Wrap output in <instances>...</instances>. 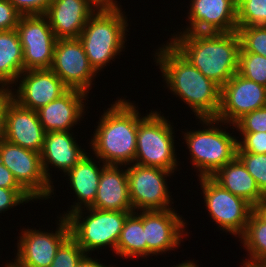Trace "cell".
Segmentation results:
<instances>
[{
  "mask_svg": "<svg viewBox=\"0 0 266 267\" xmlns=\"http://www.w3.org/2000/svg\"><path fill=\"white\" fill-rule=\"evenodd\" d=\"M98 260H93L91 257H89L87 254L81 259V261L78 263L77 267H107L105 265H102L100 262H97Z\"/></svg>",
  "mask_w": 266,
  "mask_h": 267,
  "instance_id": "40",
  "label": "cell"
},
{
  "mask_svg": "<svg viewBox=\"0 0 266 267\" xmlns=\"http://www.w3.org/2000/svg\"><path fill=\"white\" fill-rule=\"evenodd\" d=\"M240 52H250L266 57V25L237 27Z\"/></svg>",
  "mask_w": 266,
  "mask_h": 267,
  "instance_id": "30",
  "label": "cell"
},
{
  "mask_svg": "<svg viewBox=\"0 0 266 267\" xmlns=\"http://www.w3.org/2000/svg\"><path fill=\"white\" fill-rule=\"evenodd\" d=\"M253 212L266 223V201L254 206Z\"/></svg>",
  "mask_w": 266,
  "mask_h": 267,
  "instance_id": "41",
  "label": "cell"
},
{
  "mask_svg": "<svg viewBox=\"0 0 266 267\" xmlns=\"http://www.w3.org/2000/svg\"><path fill=\"white\" fill-rule=\"evenodd\" d=\"M22 16L44 15L52 0H8Z\"/></svg>",
  "mask_w": 266,
  "mask_h": 267,
  "instance_id": "35",
  "label": "cell"
},
{
  "mask_svg": "<svg viewBox=\"0 0 266 267\" xmlns=\"http://www.w3.org/2000/svg\"><path fill=\"white\" fill-rule=\"evenodd\" d=\"M0 187L6 189H24L15 179L11 171L0 161Z\"/></svg>",
  "mask_w": 266,
  "mask_h": 267,
  "instance_id": "38",
  "label": "cell"
},
{
  "mask_svg": "<svg viewBox=\"0 0 266 267\" xmlns=\"http://www.w3.org/2000/svg\"><path fill=\"white\" fill-rule=\"evenodd\" d=\"M175 267H198V266L195 265L193 262L188 261L186 263L185 262L181 263V264H179V265H177Z\"/></svg>",
  "mask_w": 266,
  "mask_h": 267,
  "instance_id": "43",
  "label": "cell"
},
{
  "mask_svg": "<svg viewBox=\"0 0 266 267\" xmlns=\"http://www.w3.org/2000/svg\"><path fill=\"white\" fill-rule=\"evenodd\" d=\"M241 134L244 138L243 141H238V147L243 152L266 154V132H241Z\"/></svg>",
  "mask_w": 266,
  "mask_h": 267,
  "instance_id": "34",
  "label": "cell"
},
{
  "mask_svg": "<svg viewBox=\"0 0 266 267\" xmlns=\"http://www.w3.org/2000/svg\"><path fill=\"white\" fill-rule=\"evenodd\" d=\"M171 171L151 166L132 164L127 168V180L133 211L171 209L170 196L166 184Z\"/></svg>",
  "mask_w": 266,
  "mask_h": 267,
  "instance_id": "11",
  "label": "cell"
},
{
  "mask_svg": "<svg viewBox=\"0 0 266 267\" xmlns=\"http://www.w3.org/2000/svg\"><path fill=\"white\" fill-rule=\"evenodd\" d=\"M135 108L121 99L104 112L91 146L105 165L134 163L138 123L142 119Z\"/></svg>",
  "mask_w": 266,
  "mask_h": 267,
  "instance_id": "3",
  "label": "cell"
},
{
  "mask_svg": "<svg viewBox=\"0 0 266 267\" xmlns=\"http://www.w3.org/2000/svg\"><path fill=\"white\" fill-rule=\"evenodd\" d=\"M78 146L69 131L45 134L40 157L43 172L49 181L48 164L67 173L86 154Z\"/></svg>",
  "mask_w": 266,
  "mask_h": 267,
  "instance_id": "22",
  "label": "cell"
},
{
  "mask_svg": "<svg viewBox=\"0 0 266 267\" xmlns=\"http://www.w3.org/2000/svg\"><path fill=\"white\" fill-rule=\"evenodd\" d=\"M157 112L151 111L138 123L136 164L174 172L177 166L172 126Z\"/></svg>",
  "mask_w": 266,
  "mask_h": 267,
  "instance_id": "6",
  "label": "cell"
},
{
  "mask_svg": "<svg viewBox=\"0 0 266 267\" xmlns=\"http://www.w3.org/2000/svg\"><path fill=\"white\" fill-rule=\"evenodd\" d=\"M185 32L231 33L237 31V0H191Z\"/></svg>",
  "mask_w": 266,
  "mask_h": 267,
  "instance_id": "16",
  "label": "cell"
},
{
  "mask_svg": "<svg viewBox=\"0 0 266 267\" xmlns=\"http://www.w3.org/2000/svg\"><path fill=\"white\" fill-rule=\"evenodd\" d=\"M23 48V72L51 69L56 36L44 15L21 16L17 25Z\"/></svg>",
  "mask_w": 266,
  "mask_h": 267,
  "instance_id": "12",
  "label": "cell"
},
{
  "mask_svg": "<svg viewBox=\"0 0 266 267\" xmlns=\"http://www.w3.org/2000/svg\"><path fill=\"white\" fill-rule=\"evenodd\" d=\"M97 2L100 6H115L117 5L114 0H94Z\"/></svg>",
  "mask_w": 266,
  "mask_h": 267,
  "instance_id": "42",
  "label": "cell"
},
{
  "mask_svg": "<svg viewBox=\"0 0 266 267\" xmlns=\"http://www.w3.org/2000/svg\"><path fill=\"white\" fill-rule=\"evenodd\" d=\"M82 210H76L66 217L70 236L86 254L107 245H110L115 251L124 222L132 212L98 210L88 207L87 210L91 214L81 221Z\"/></svg>",
  "mask_w": 266,
  "mask_h": 267,
  "instance_id": "5",
  "label": "cell"
},
{
  "mask_svg": "<svg viewBox=\"0 0 266 267\" xmlns=\"http://www.w3.org/2000/svg\"><path fill=\"white\" fill-rule=\"evenodd\" d=\"M45 134L37 111L24 108L13 99L7 103L3 136L5 140L41 153Z\"/></svg>",
  "mask_w": 266,
  "mask_h": 267,
  "instance_id": "17",
  "label": "cell"
},
{
  "mask_svg": "<svg viewBox=\"0 0 266 267\" xmlns=\"http://www.w3.org/2000/svg\"><path fill=\"white\" fill-rule=\"evenodd\" d=\"M238 73L266 86V57L250 52H239Z\"/></svg>",
  "mask_w": 266,
  "mask_h": 267,
  "instance_id": "29",
  "label": "cell"
},
{
  "mask_svg": "<svg viewBox=\"0 0 266 267\" xmlns=\"http://www.w3.org/2000/svg\"><path fill=\"white\" fill-rule=\"evenodd\" d=\"M184 227L185 222L172 209L143 211L147 255L176 248L181 242Z\"/></svg>",
  "mask_w": 266,
  "mask_h": 267,
  "instance_id": "18",
  "label": "cell"
},
{
  "mask_svg": "<svg viewBox=\"0 0 266 267\" xmlns=\"http://www.w3.org/2000/svg\"><path fill=\"white\" fill-rule=\"evenodd\" d=\"M266 106V88L238 72L221 87L220 109L216 118H200L211 126L221 122L234 125L245 114Z\"/></svg>",
  "mask_w": 266,
  "mask_h": 267,
  "instance_id": "8",
  "label": "cell"
},
{
  "mask_svg": "<svg viewBox=\"0 0 266 267\" xmlns=\"http://www.w3.org/2000/svg\"><path fill=\"white\" fill-rule=\"evenodd\" d=\"M23 73V48L17 29L0 31L1 88L15 83Z\"/></svg>",
  "mask_w": 266,
  "mask_h": 267,
  "instance_id": "25",
  "label": "cell"
},
{
  "mask_svg": "<svg viewBox=\"0 0 266 267\" xmlns=\"http://www.w3.org/2000/svg\"><path fill=\"white\" fill-rule=\"evenodd\" d=\"M98 210L133 212L131 206L127 169L118 165H103L94 203L90 206Z\"/></svg>",
  "mask_w": 266,
  "mask_h": 267,
  "instance_id": "21",
  "label": "cell"
},
{
  "mask_svg": "<svg viewBox=\"0 0 266 267\" xmlns=\"http://www.w3.org/2000/svg\"><path fill=\"white\" fill-rule=\"evenodd\" d=\"M23 73L19 77L24 76L17 94L11 91V95L24 108L37 111L69 90L51 69H32Z\"/></svg>",
  "mask_w": 266,
  "mask_h": 267,
  "instance_id": "15",
  "label": "cell"
},
{
  "mask_svg": "<svg viewBox=\"0 0 266 267\" xmlns=\"http://www.w3.org/2000/svg\"><path fill=\"white\" fill-rule=\"evenodd\" d=\"M243 245L247 248L250 260L244 267H266V223L252 212L244 234Z\"/></svg>",
  "mask_w": 266,
  "mask_h": 267,
  "instance_id": "27",
  "label": "cell"
},
{
  "mask_svg": "<svg viewBox=\"0 0 266 267\" xmlns=\"http://www.w3.org/2000/svg\"><path fill=\"white\" fill-rule=\"evenodd\" d=\"M165 47V48H164ZM157 54L165 81L200 118H216L220 109L221 88L205 77L170 43Z\"/></svg>",
  "mask_w": 266,
  "mask_h": 267,
  "instance_id": "2",
  "label": "cell"
},
{
  "mask_svg": "<svg viewBox=\"0 0 266 267\" xmlns=\"http://www.w3.org/2000/svg\"><path fill=\"white\" fill-rule=\"evenodd\" d=\"M237 158L244 164L246 170L255 179L260 191L266 197V154L243 152L238 147Z\"/></svg>",
  "mask_w": 266,
  "mask_h": 267,
  "instance_id": "31",
  "label": "cell"
},
{
  "mask_svg": "<svg viewBox=\"0 0 266 267\" xmlns=\"http://www.w3.org/2000/svg\"><path fill=\"white\" fill-rule=\"evenodd\" d=\"M102 169L85 154L68 172L70 176L71 186L76 193L78 203L73 205L72 210L65 214V218L76 210L81 209V204L90 207L96 198L97 188L101 176Z\"/></svg>",
  "mask_w": 266,
  "mask_h": 267,
  "instance_id": "24",
  "label": "cell"
},
{
  "mask_svg": "<svg viewBox=\"0 0 266 267\" xmlns=\"http://www.w3.org/2000/svg\"><path fill=\"white\" fill-rule=\"evenodd\" d=\"M85 255L86 253L78 243L69 236L58 248L49 267H77Z\"/></svg>",
  "mask_w": 266,
  "mask_h": 267,
  "instance_id": "32",
  "label": "cell"
},
{
  "mask_svg": "<svg viewBox=\"0 0 266 267\" xmlns=\"http://www.w3.org/2000/svg\"><path fill=\"white\" fill-rule=\"evenodd\" d=\"M124 17L118 5L99 6L78 37L96 73L125 47L128 23Z\"/></svg>",
  "mask_w": 266,
  "mask_h": 267,
  "instance_id": "4",
  "label": "cell"
},
{
  "mask_svg": "<svg viewBox=\"0 0 266 267\" xmlns=\"http://www.w3.org/2000/svg\"><path fill=\"white\" fill-rule=\"evenodd\" d=\"M59 222L55 233L24 230L19 237L16 262L9 264L12 267H49L60 245L70 236L67 219L61 217Z\"/></svg>",
  "mask_w": 266,
  "mask_h": 267,
  "instance_id": "14",
  "label": "cell"
},
{
  "mask_svg": "<svg viewBox=\"0 0 266 267\" xmlns=\"http://www.w3.org/2000/svg\"><path fill=\"white\" fill-rule=\"evenodd\" d=\"M87 93L69 89L61 97L37 110L39 121L45 132L70 131L82 117L83 100ZM76 122V123H75Z\"/></svg>",
  "mask_w": 266,
  "mask_h": 267,
  "instance_id": "20",
  "label": "cell"
},
{
  "mask_svg": "<svg viewBox=\"0 0 266 267\" xmlns=\"http://www.w3.org/2000/svg\"><path fill=\"white\" fill-rule=\"evenodd\" d=\"M116 254L124 257H146L147 243L143 230V212L136 216L130 213L123 225L115 250Z\"/></svg>",
  "mask_w": 266,
  "mask_h": 267,
  "instance_id": "26",
  "label": "cell"
},
{
  "mask_svg": "<svg viewBox=\"0 0 266 267\" xmlns=\"http://www.w3.org/2000/svg\"><path fill=\"white\" fill-rule=\"evenodd\" d=\"M211 178L222 188L244 198L253 206L266 201L255 179L237 157L219 169Z\"/></svg>",
  "mask_w": 266,
  "mask_h": 267,
  "instance_id": "23",
  "label": "cell"
},
{
  "mask_svg": "<svg viewBox=\"0 0 266 267\" xmlns=\"http://www.w3.org/2000/svg\"><path fill=\"white\" fill-rule=\"evenodd\" d=\"M11 99H12L11 89L0 88V140H2L4 136L6 106Z\"/></svg>",
  "mask_w": 266,
  "mask_h": 267,
  "instance_id": "39",
  "label": "cell"
},
{
  "mask_svg": "<svg viewBox=\"0 0 266 267\" xmlns=\"http://www.w3.org/2000/svg\"><path fill=\"white\" fill-rule=\"evenodd\" d=\"M32 199L34 198L25 189H6L0 187V213L19 203H27V201Z\"/></svg>",
  "mask_w": 266,
  "mask_h": 267,
  "instance_id": "36",
  "label": "cell"
},
{
  "mask_svg": "<svg viewBox=\"0 0 266 267\" xmlns=\"http://www.w3.org/2000/svg\"><path fill=\"white\" fill-rule=\"evenodd\" d=\"M51 70L69 89L85 93L96 75L78 38L56 40Z\"/></svg>",
  "mask_w": 266,
  "mask_h": 267,
  "instance_id": "13",
  "label": "cell"
},
{
  "mask_svg": "<svg viewBox=\"0 0 266 267\" xmlns=\"http://www.w3.org/2000/svg\"><path fill=\"white\" fill-rule=\"evenodd\" d=\"M178 36H173L170 44L220 88L238 72L240 38L237 31L183 32Z\"/></svg>",
  "mask_w": 266,
  "mask_h": 267,
  "instance_id": "1",
  "label": "cell"
},
{
  "mask_svg": "<svg viewBox=\"0 0 266 267\" xmlns=\"http://www.w3.org/2000/svg\"><path fill=\"white\" fill-rule=\"evenodd\" d=\"M194 167L201 177H211L237 157L238 140L217 127L189 131L184 135Z\"/></svg>",
  "mask_w": 266,
  "mask_h": 267,
  "instance_id": "7",
  "label": "cell"
},
{
  "mask_svg": "<svg viewBox=\"0 0 266 267\" xmlns=\"http://www.w3.org/2000/svg\"><path fill=\"white\" fill-rule=\"evenodd\" d=\"M21 16L8 0H0V31L16 29Z\"/></svg>",
  "mask_w": 266,
  "mask_h": 267,
  "instance_id": "37",
  "label": "cell"
},
{
  "mask_svg": "<svg viewBox=\"0 0 266 267\" xmlns=\"http://www.w3.org/2000/svg\"><path fill=\"white\" fill-rule=\"evenodd\" d=\"M234 125L240 132H266V106L245 114Z\"/></svg>",
  "mask_w": 266,
  "mask_h": 267,
  "instance_id": "33",
  "label": "cell"
},
{
  "mask_svg": "<svg viewBox=\"0 0 266 267\" xmlns=\"http://www.w3.org/2000/svg\"><path fill=\"white\" fill-rule=\"evenodd\" d=\"M206 207L211 218L223 230L243 235L254 206L244 198L222 188L211 177L200 178Z\"/></svg>",
  "mask_w": 266,
  "mask_h": 267,
  "instance_id": "9",
  "label": "cell"
},
{
  "mask_svg": "<svg viewBox=\"0 0 266 267\" xmlns=\"http://www.w3.org/2000/svg\"><path fill=\"white\" fill-rule=\"evenodd\" d=\"M0 161L35 199L50 198L54 189L42 169L40 153L0 140Z\"/></svg>",
  "mask_w": 266,
  "mask_h": 267,
  "instance_id": "10",
  "label": "cell"
},
{
  "mask_svg": "<svg viewBox=\"0 0 266 267\" xmlns=\"http://www.w3.org/2000/svg\"><path fill=\"white\" fill-rule=\"evenodd\" d=\"M94 6L100 5L94 0H52L44 16L57 39L78 38Z\"/></svg>",
  "mask_w": 266,
  "mask_h": 267,
  "instance_id": "19",
  "label": "cell"
},
{
  "mask_svg": "<svg viewBox=\"0 0 266 267\" xmlns=\"http://www.w3.org/2000/svg\"><path fill=\"white\" fill-rule=\"evenodd\" d=\"M266 25V0H237V27Z\"/></svg>",
  "mask_w": 266,
  "mask_h": 267,
  "instance_id": "28",
  "label": "cell"
}]
</instances>
